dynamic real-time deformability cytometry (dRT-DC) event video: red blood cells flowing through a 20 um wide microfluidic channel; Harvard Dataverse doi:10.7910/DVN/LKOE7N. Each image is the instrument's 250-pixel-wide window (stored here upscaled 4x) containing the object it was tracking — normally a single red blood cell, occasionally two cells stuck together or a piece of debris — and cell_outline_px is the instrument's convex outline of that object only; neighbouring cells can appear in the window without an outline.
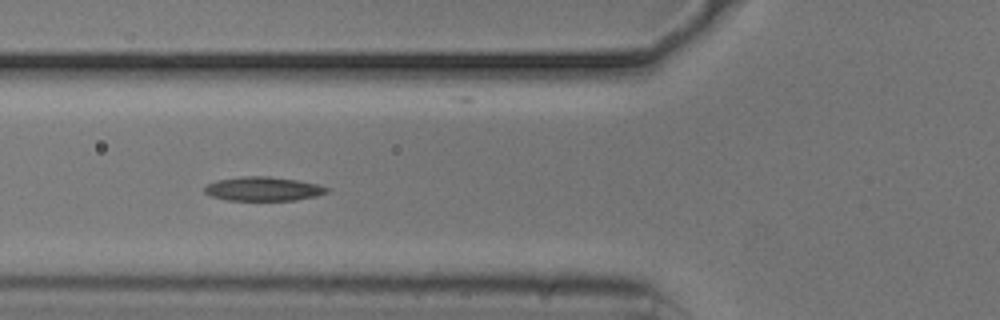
{"species": "common noctule bat (a hibernating species)", "species_latin": "Nyctalus noctula", "temperature_condition": "cold", "stored_images_in_passage": 24, "camera_frame_rate_fps": 3000, "um_per_image_px": 0.085, "animal": {"sex": "male", "body_mass_g": 20.5, "forearm_length_mm": 52.5}, "frame": {"image": 1, "passage_image": 8, "time_ms": 2.333, "image_size_px": [1000, 320], "cell_outline_px": [[328, 192], [316, 196], [296, 200], [228, 200], [212, 196], [204, 192], [204, 188], [208, 184], [216, 180], [244, 176], [268, 176], [296, 180], [316, 184], [328, 188]], "centroid_in_image_um": [22.36, 16.05], "position_along_channel_um": 103.4, "area_um2": 16.94}}
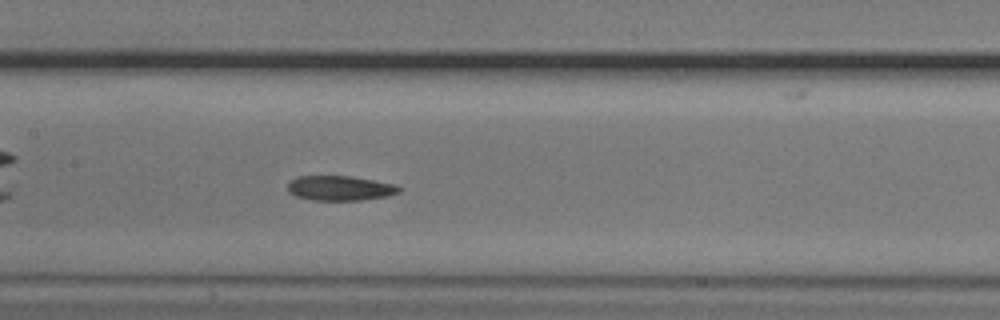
{"frame": {"image": 2, "passage_image": 14, "time_ms": 4.333, "image_size_px": [1000, 320], "cell_outline_px": [[400, 192], [388, 196], [360, 200], [312, 200], [296, 196], [288, 192], [288, 184], [296, 176], [352, 176], [396, 184], [400, 188]], "centroid_in_image_um": [28.91, 15.99], "position_along_channel_um": 178.5, "area_um2": 16.13}}
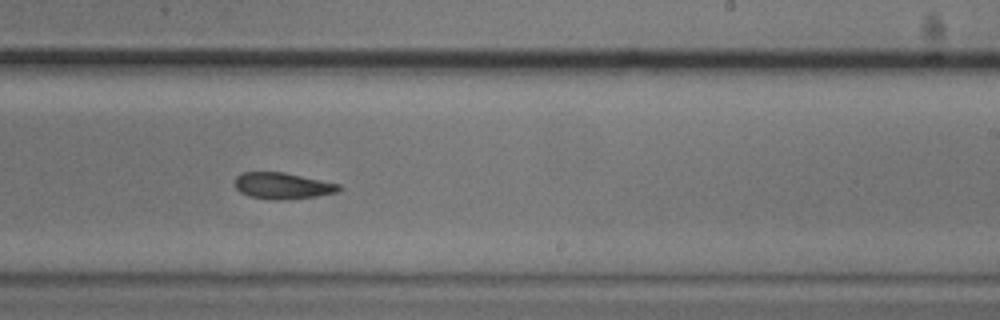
{"frame": {"image": 3, "passage_image": 21, "time_ms": 6.667, "image_size_px": [1000, 320], "cell_outline_px": [[340, 188], [336, 192], [316, 196], [280, 200], [276, 200], [248, 196], [240, 192], [232, 184], [236, 176], [240, 172], [284, 172], [340, 184]], "centroid_in_image_um": [23.94, 15.78], "position_along_channel_um": 265.1, "area_um2": 16.01}}